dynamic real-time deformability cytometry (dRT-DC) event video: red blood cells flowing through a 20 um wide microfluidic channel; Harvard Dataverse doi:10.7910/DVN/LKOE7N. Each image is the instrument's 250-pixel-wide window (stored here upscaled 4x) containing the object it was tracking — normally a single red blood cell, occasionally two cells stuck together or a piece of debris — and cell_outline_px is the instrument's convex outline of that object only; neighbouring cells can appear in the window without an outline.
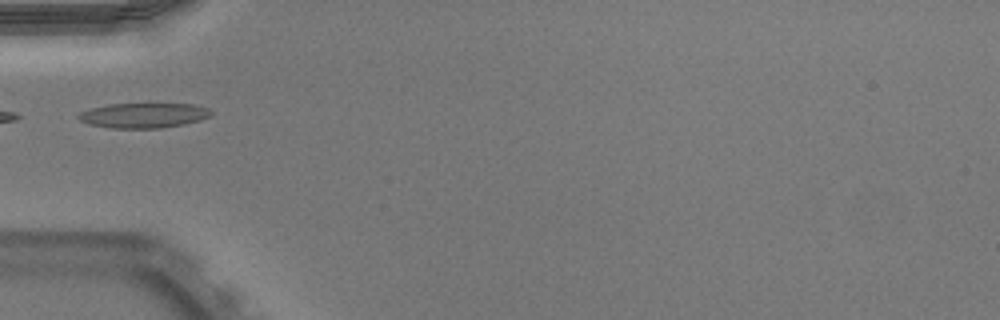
{"species": "Egyptian fruit bat (a non-hibernating species)", "species_latin": "Rousettus aegyptiacus", "temperature_condition": "warm", "stored_images_in_passage": 32, "camera_frame_rate_fps": 3000, "um_per_image_px": 0.085, "animal": {"sex": "male"}, "frame": {"image": 1, "passage_image": 1, "time_ms": 0.0, "image_size_px": [1000, 320], "cell_outline_px": [[212, 116], [200, 120], [184, 124], [160, 128], [112, 128], [88, 124], [80, 120], [76, 116], [80, 112], [92, 108], [108, 104], [192, 104], [208, 108], [212, 112]], "centroid_in_image_um": [12.21, 9.81], "position_along_channel_um": 72.8, "area_um2": 19.25}}
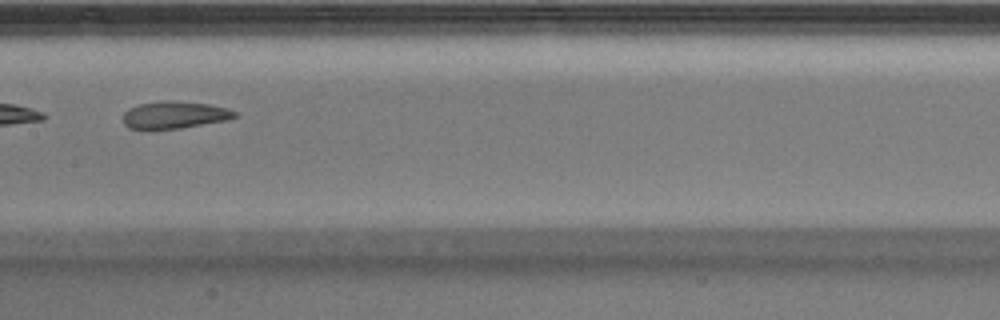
{"frame": {"image": 2, "passage_image": 10, "time_ms": 3.0, "image_size_px": [1000, 320], "cell_outline_px": [[236, 116], [228, 120], [180, 128], [128, 128], [124, 124], [124, 112], [128, 108], [136, 104], [160, 100], [172, 100], [208, 104], [228, 108], [236, 112]], "centroid_in_image_um": [14.82, 9.74], "position_along_channel_um": 192.6, "area_um2": 17.69}}